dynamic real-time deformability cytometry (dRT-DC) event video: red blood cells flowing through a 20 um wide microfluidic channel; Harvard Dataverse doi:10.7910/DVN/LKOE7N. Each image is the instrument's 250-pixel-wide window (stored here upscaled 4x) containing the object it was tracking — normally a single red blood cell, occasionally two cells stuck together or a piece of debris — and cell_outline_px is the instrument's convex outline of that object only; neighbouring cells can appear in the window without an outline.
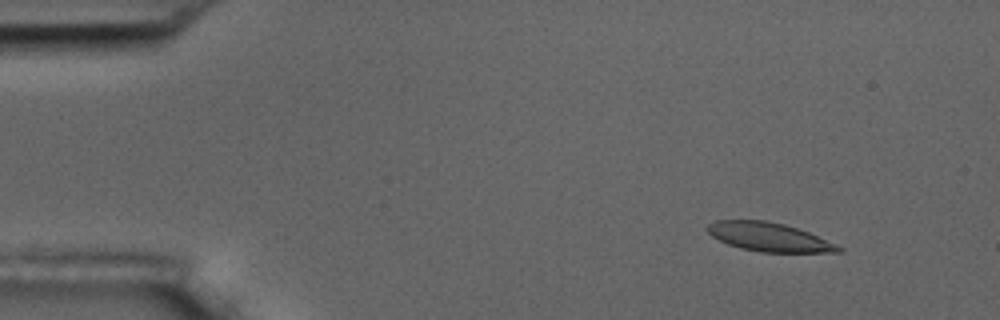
{"species": "common noctule bat (a hibernating species)", "species_latin": "Nyctalus noctula", "temperature_condition": "room temperature", "stored_images_in_passage": 5, "camera_frame_rate_fps": 3000, "um_per_image_px": 0.085, "animal": {"sex": "male", "body_mass_g": 17.5, "forearm_length_mm": 52.3}, "frame": {"image": 1, "passage_image": 2, "time_ms": 1.333, "image_size_px": [1000, 320], "cell_outline_px": [[844, 252], [760, 252], [740, 248], [728, 244], [712, 236], [704, 228], [708, 224], [716, 220], [768, 220], [784, 224], [808, 232], [836, 244], [844, 248]], "centroid_in_image_um": [65.35, 20.14], "position_along_channel_um": 19.6, "area_um2": 21.96}}
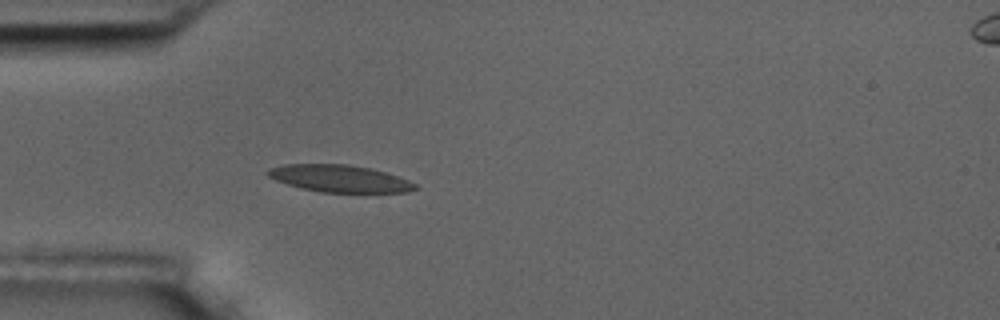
{"frame": {"image": 2, "passage_image": 5, "time_ms": 4.667, "image_size_px": [1000, 320], "cell_outline_px": [[420, 188], [408, 192], [320, 192], [300, 188], [276, 180], [268, 176], [264, 172], [268, 168], [284, 164], [348, 164], [372, 168], [408, 180], [416, 184]], "centroid_in_image_um": [28.84, 15.17], "position_along_channel_um": 56.2, "area_um2": 23.35}}